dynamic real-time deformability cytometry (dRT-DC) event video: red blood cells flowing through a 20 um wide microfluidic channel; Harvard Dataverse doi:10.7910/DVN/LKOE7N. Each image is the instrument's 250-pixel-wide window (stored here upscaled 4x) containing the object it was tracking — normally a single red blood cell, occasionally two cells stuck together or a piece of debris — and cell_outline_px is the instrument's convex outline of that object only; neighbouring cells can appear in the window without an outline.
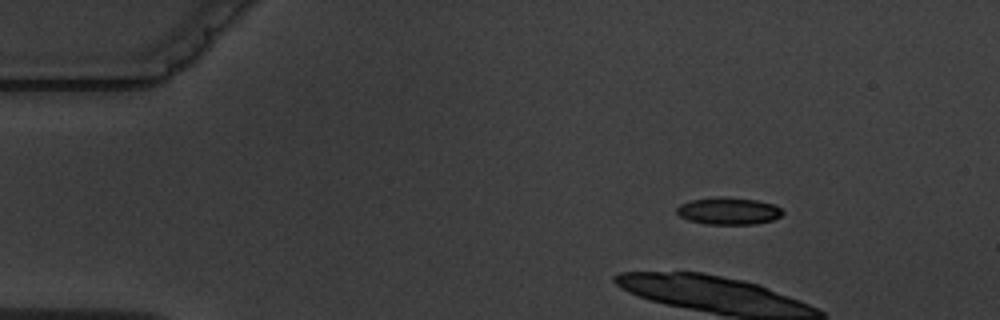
{"species": "common noctule bat (a hibernating species)", "species_latin": "Nyctalus noctula", "temperature_condition": "warm", "stored_images_in_passage": 5, "camera_frame_rate_fps": 3000, "um_per_image_px": 0.085, "animal": {"sex": "male", "body_mass_g": 19.5, "forearm_length_mm": 54.6}, "frame": {"image": 1, "passage_image": 2, "time_ms": 1.333, "image_size_px": [1000, 320], "cell_outline_px": [[784, 212], [780, 216], [772, 220], [756, 224], [704, 224], [688, 220], [680, 216], [676, 212], [676, 208], [680, 204], [692, 200], [716, 196], [720, 196], [756, 200], [776, 204]], "centroid_in_image_um": [61.92, 17.93], "position_along_channel_um": 23.1, "area_um2": 16.88}}